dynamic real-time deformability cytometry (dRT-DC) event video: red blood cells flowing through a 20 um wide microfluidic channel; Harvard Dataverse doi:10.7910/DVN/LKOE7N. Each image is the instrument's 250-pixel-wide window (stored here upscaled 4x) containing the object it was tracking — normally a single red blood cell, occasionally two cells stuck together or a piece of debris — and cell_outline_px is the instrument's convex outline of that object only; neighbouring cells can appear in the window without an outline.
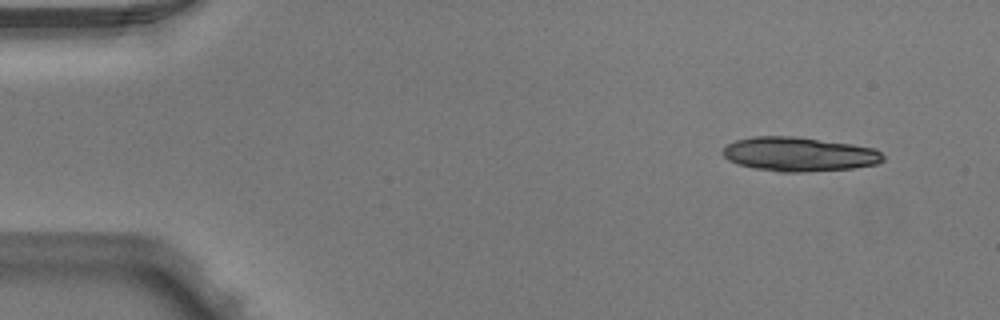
{"species": "Egyptian fruit bat (a non-hibernating species)", "species_latin": "Rousettus aegyptiacus", "temperature_condition": "warm", "stored_images_in_passage": 3, "camera_frame_rate_fps": 3000, "um_per_image_px": 0.085, "animal": {"sex": "male"}, "frame": {"image": 1, "passage_image": 1, "time_ms": 0.0, "image_size_px": [1000, 320], "cell_outline_px": [[884, 160], [876, 164], [852, 168], [804, 172], [780, 172], [756, 168], [736, 164], [728, 160], [724, 156], [724, 148], [728, 144], [736, 140], [752, 136], [796, 136], [852, 144], [876, 148], [884, 156]], "centroid_in_image_um": [67.93, 13.1], "position_along_channel_um": 17.1, "area_um2": 31.96}}